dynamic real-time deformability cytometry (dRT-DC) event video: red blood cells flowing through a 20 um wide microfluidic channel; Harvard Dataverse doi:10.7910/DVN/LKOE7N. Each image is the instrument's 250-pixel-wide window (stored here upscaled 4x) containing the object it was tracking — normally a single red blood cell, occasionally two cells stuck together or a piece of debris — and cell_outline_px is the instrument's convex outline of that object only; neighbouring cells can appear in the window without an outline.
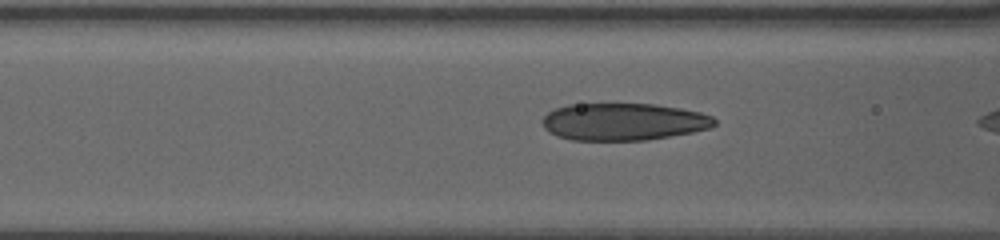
{"species": "human", "species_latin": "Homo sapiens", "temperature_condition": "warm", "stored_images_in_passage": 15, "camera_frame_rate_fps": 3000, "um_per_image_px": 0.085, "donor": {"sex": "female"}, "frame": {"image": 1, "passage_image": 13, "time_ms": 4.0, "image_size_px": [1000, 240], "cell_outline_px": [[716, 124], [708, 128], [692, 132], [648, 140], [572, 140], [556, 136], [548, 132], [544, 128], [544, 116], [548, 112], [556, 108], [568, 104], [656, 104], [680, 108], [700, 112], [712, 116], [716, 120]], "centroid_in_image_um": [52.99, 10.35], "position_along_channel_um": 113.6, "area_um2": 37.34}}